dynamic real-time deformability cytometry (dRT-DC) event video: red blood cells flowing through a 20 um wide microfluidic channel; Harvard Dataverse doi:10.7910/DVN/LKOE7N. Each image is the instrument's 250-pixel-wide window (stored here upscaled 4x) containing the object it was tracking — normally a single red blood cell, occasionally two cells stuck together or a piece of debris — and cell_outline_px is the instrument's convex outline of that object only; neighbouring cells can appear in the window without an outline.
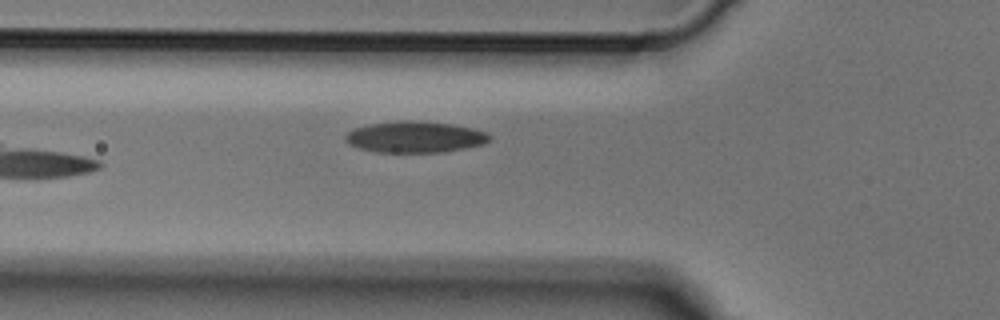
{"species": "Egyptian fruit bat (a non-hibernating species)", "species_latin": "Rousettus aegyptiacus", "temperature_condition": "cold", "stored_images_in_passage": 5, "camera_frame_rate_fps": 3000, "um_per_image_px": 0.085, "animal": {"sex": "male"}, "frame": {"image": 1, "passage_image": 5, "time_ms": 1.333, "image_size_px": [1000, 320], "cell_outline_px": [[492, 136], [484, 144], [444, 152], [376, 152], [360, 148], [348, 144], [344, 140], [344, 136], [348, 132], [356, 128], [368, 124], [452, 124], [472, 128], [484, 132]], "centroid_in_image_um": [35.27, 11.71], "position_along_channel_um": 90.5, "area_um2": 24.85}}